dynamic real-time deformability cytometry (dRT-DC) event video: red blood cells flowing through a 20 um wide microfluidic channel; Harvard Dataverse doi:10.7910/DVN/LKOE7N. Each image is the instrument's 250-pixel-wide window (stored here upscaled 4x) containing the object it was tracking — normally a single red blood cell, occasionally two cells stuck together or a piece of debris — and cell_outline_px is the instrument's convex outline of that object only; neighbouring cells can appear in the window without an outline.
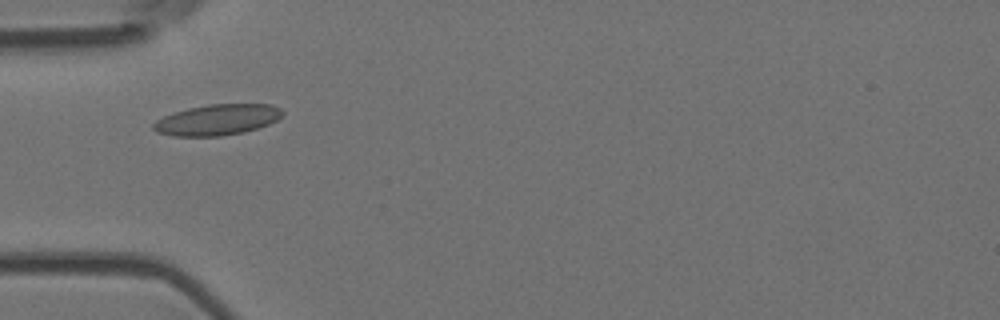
{"species": "Egyptian fruit bat (a non-hibernating species)", "species_latin": "Rousettus aegyptiacus", "temperature_condition": "room temperature", "stored_images_in_passage": 8, "camera_frame_rate_fps": 3000, "um_per_image_px": 0.085, "animal": {"sex": "female"}, "frame": {"image": 1, "passage_image": 3, "time_ms": 0.667, "image_size_px": [1000, 320], "cell_outline_px": [[284, 112], [276, 120], [268, 124], [244, 132], [220, 136], [172, 136], [156, 132], [152, 128], [152, 124], [156, 120], [172, 112], [188, 108], [208, 104], [272, 104], [280, 108]], "centroid_in_image_um": [18.43, 10.18], "position_along_channel_um": 66.6, "area_um2": 23.24}}
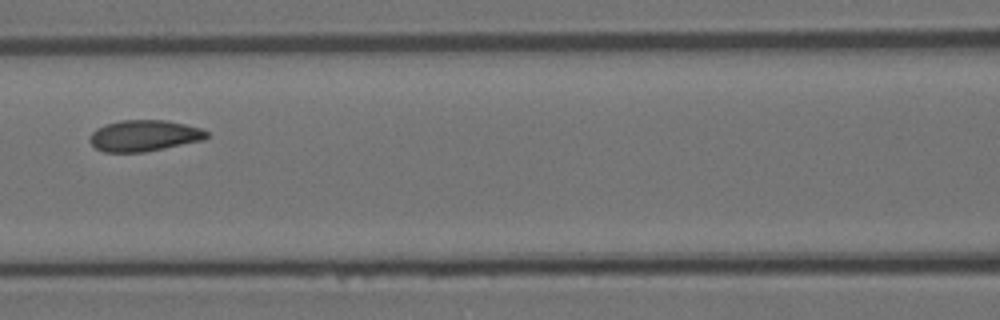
{"frame": {"image": 2, "passage_image": 5, "time_ms": 1.333, "image_size_px": [1000, 320], "cell_outline_px": [[208, 136], [204, 140], [144, 152], [104, 152], [96, 148], [88, 140], [92, 132], [96, 128], [104, 124], [120, 120], [168, 120], [200, 128], [208, 132]], "centroid_in_image_um": [12.23, 11.53], "position_along_channel_um": 154.4, "area_um2": 21.33}}
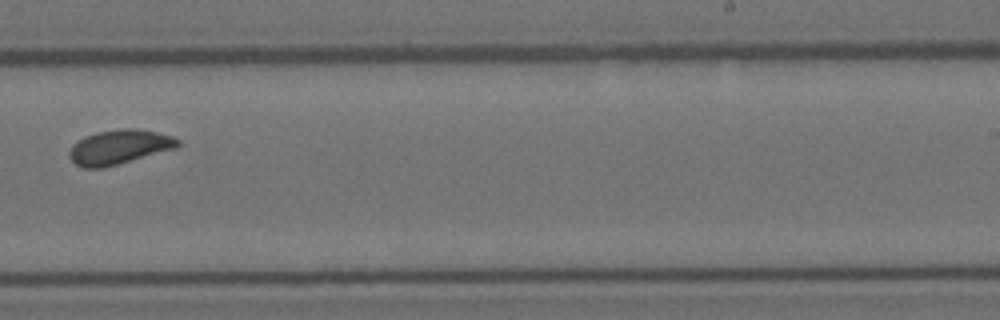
{"frame": {"image": 3, "passage_image": 8, "time_ms": 2.333, "image_size_px": [1000, 320], "cell_outline_px": [[180, 144], [176, 148], [104, 168], [84, 168], [76, 164], [68, 156], [68, 152], [72, 144], [84, 136], [96, 132], [120, 128], [136, 128], [156, 132], [172, 136], [180, 140]], "centroid_in_image_um": [10.11, 12.49], "position_along_channel_um": 278.9, "area_um2": 21.91}}